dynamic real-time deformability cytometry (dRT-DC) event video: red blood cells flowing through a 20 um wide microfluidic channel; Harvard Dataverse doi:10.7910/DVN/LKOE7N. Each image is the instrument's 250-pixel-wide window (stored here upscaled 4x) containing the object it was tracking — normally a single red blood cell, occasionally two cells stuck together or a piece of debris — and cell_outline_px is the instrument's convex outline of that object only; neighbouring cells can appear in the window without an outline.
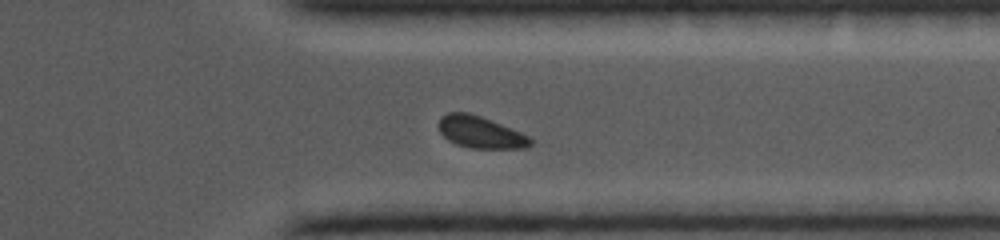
{"species": "common noctule bat (a hibernating species)", "species_latin": "Nyctalus noctula", "temperature_condition": "cold", "stored_images_in_passage": 25, "camera_frame_rate_fps": 5000, "um_per_image_px": 0.085, "animal": {"sex": "female", "body_mass_g": 19.0, "forearm_length_mm": 56.7}, "frame": {"image": 1, "passage_image": 18, "time_ms": 8.0, "image_size_px": [1000, 240], "cell_outline_px": [[532, 144], [524, 148], [468, 148], [456, 144], [448, 140], [440, 132], [436, 124], [440, 116], [448, 112], [468, 112], [480, 116], [520, 132], [528, 136], [532, 140]], "centroid_in_image_um": [40.77, 11.23], "position_along_channel_um": 370.6, "area_um2": 17.05}}